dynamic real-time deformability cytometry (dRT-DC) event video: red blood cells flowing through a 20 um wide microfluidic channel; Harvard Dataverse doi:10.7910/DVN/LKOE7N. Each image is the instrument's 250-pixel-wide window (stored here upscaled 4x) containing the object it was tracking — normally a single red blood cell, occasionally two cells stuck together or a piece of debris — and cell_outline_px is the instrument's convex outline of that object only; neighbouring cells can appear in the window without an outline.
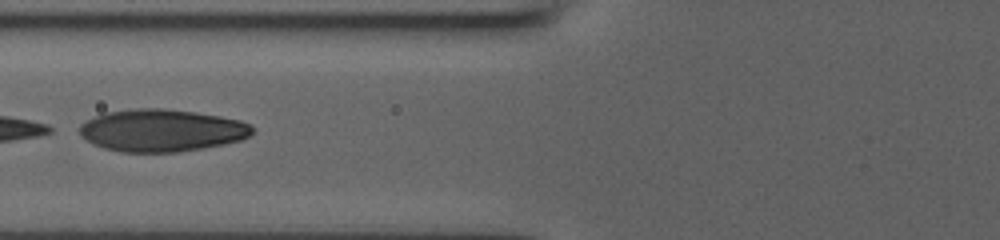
{"species": "human", "species_latin": "Homo sapiens", "temperature_condition": "room temperature", "stored_images_in_passage": 11, "camera_frame_rate_fps": 3000, "um_per_image_px": 0.085, "donor": {"sex": "male"}, "frame": {"image": 1, "passage_image": 7, "time_ms": 2.0, "image_size_px": [1000, 240], "cell_outline_px": [[252, 132], [248, 136], [240, 140], [224, 144], [204, 148], [176, 152], [120, 152], [104, 148], [80, 136], [80, 124], [104, 112], [136, 108], [164, 108], [220, 116], [240, 120], [252, 124]], "centroid_in_image_um": [13.74, 11.08], "position_along_channel_um": 112.1, "area_um2": 42.48}}